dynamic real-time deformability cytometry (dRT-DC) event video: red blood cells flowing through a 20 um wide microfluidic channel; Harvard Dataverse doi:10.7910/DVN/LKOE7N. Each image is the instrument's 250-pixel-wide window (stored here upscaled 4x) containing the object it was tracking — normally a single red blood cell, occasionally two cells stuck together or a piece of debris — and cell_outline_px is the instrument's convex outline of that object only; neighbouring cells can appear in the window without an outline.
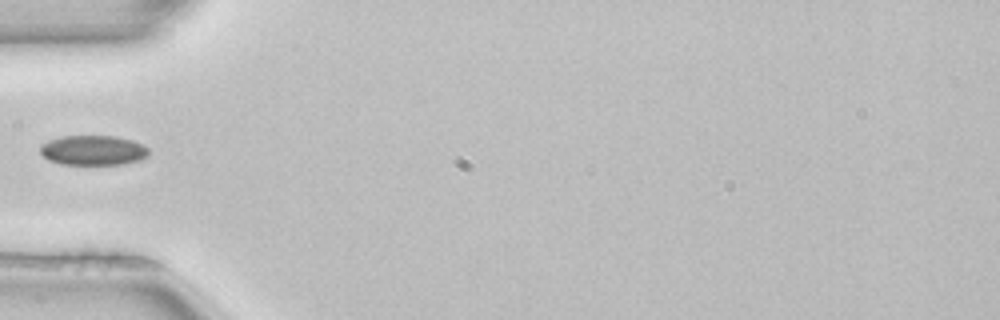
{"species": "common noctule bat (a hibernating species)", "species_latin": "Nyctalus noctula", "temperature_condition": "room temperature", "stored_images_in_passage": 4, "camera_frame_rate_fps": 3000, "um_per_image_px": 0.085, "animal": {"sex": "female", "body_mass_g": 22.7, "forearm_length_mm": 54.2}, "frame": {"image": 1, "passage_image": 4, "time_ms": 1.0, "image_size_px": [1000, 320], "cell_outline_px": [[148, 156], [140, 160], [124, 164], [60, 164], [48, 160], [40, 152], [40, 144], [48, 140], [60, 136], [116, 136], [132, 140], [148, 148]], "centroid_in_image_um": [7.89, 12.77], "position_along_channel_um": 77.1, "area_um2": 18.96}}